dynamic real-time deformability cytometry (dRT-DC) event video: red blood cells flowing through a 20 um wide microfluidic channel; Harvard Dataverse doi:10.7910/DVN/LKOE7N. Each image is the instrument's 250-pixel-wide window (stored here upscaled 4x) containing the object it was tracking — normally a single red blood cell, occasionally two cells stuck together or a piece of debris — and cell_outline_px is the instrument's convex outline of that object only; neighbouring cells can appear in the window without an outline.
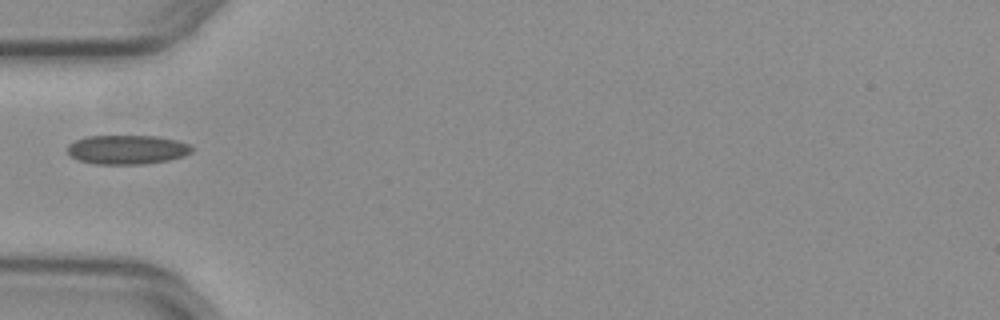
{"species": "common noctule bat (a hibernating species)", "species_latin": "Nyctalus noctula", "temperature_condition": "warm", "stored_images_in_passage": 36, "camera_frame_rate_fps": 3000, "um_per_image_px": 0.085, "animal": {"sex": "female", "body_mass_g": 29.2, "forearm_length_mm": 56.3}, "frame": {"image": 1, "passage_image": 1, "time_ms": 0.0, "image_size_px": [1000, 320], "cell_outline_px": [[192, 152], [184, 156], [168, 160], [144, 164], [96, 164], [80, 160], [72, 156], [68, 152], [68, 144], [76, 140], [88, 136], [156, 136], [176, 140], [188, 144], [192, 148]], "centroid_in_image_um": [10.82, 12.72], "position_along_channel_um": 74.2, "area_um2": 20.98}}
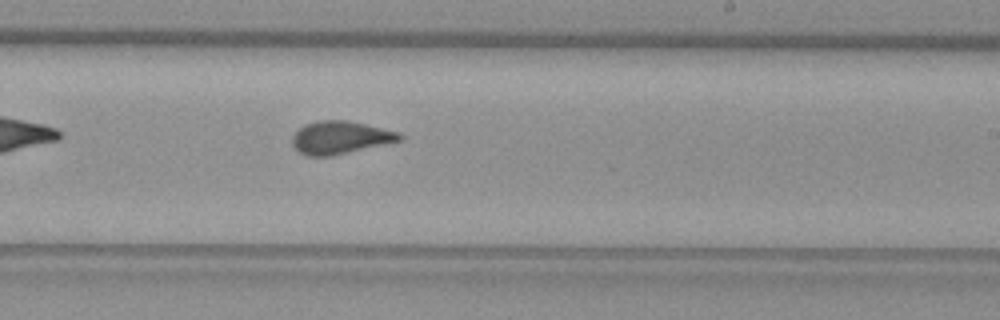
{"frame": {"image": 2, "passage_image": 15, "time_ms": 4.667, "image_size_px": [1000, 320], "cell_outline_px": [[404, 140], [332, 156], [308, 156], [300, 152], [292, 144], [292, 136], [304, 124], [320, 120], [348, 120], [400, 132], [404, 136]], "centroid_in_image_um": [28.96, 11.69], "position_along_channel_um": 260.0, "area_um2": 20.63}}
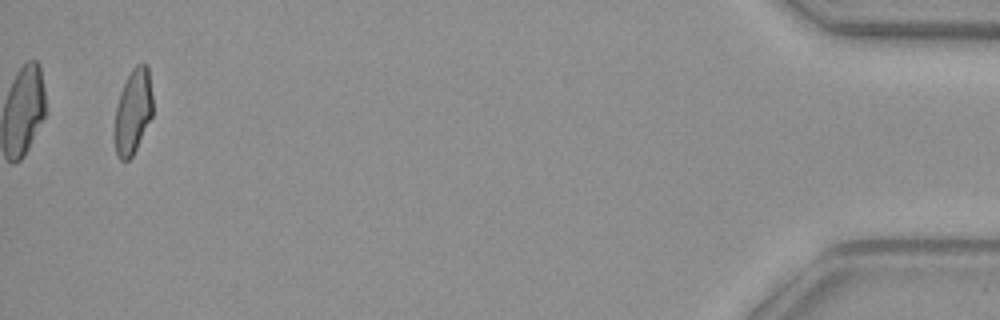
{"frame": {"image": 3, "passage_image": 34, "time_ms": 11.0, "image_size_px": [1000, 320], "cell_outline_px": [[152, 116], [132, 156], [128, 160], [120, 160], [116, 152], [112, 136], [112, 132], [116, 108], [120, 92], [132, 68], [136, 64], [148, 64], [152, 96]], "centroid_in_image_um": [11.27, 9.5], "position_along_channel_um": 423.9, "area_um2": 19.07}}